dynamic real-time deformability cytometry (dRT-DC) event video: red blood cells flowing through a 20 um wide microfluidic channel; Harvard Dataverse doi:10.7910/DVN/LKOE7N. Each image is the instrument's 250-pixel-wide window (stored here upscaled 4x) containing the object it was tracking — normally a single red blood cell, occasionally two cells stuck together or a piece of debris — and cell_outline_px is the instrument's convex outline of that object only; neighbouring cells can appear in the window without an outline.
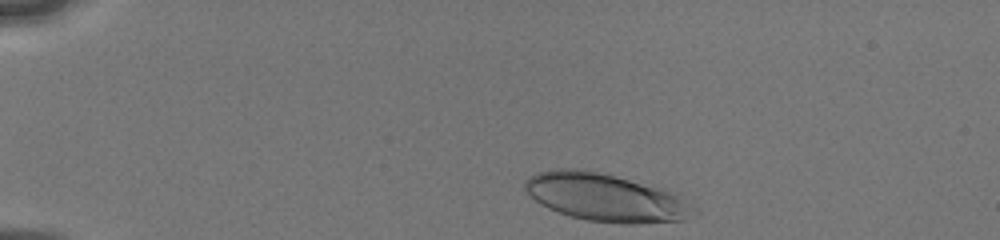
{"species": "human", "species_latin": "Homo sapiens", "temperature_condition": "cold", "stored_images_in_passage": 21, "camera_frame_rate_fps": 3000, "um_per_image_px": 0.085, "donor": {"sex": "male"}, "frame": {"image": 1, "passage_image": 1, "time_ms": 0.0, "image_size_px": [1000, 240], "cell_outline_px": [[700, 212], [684, 220], [636, 224], [624, 224], [588, 220], [572, 216], [548, 208], [540, 204], [524, 188], [524, 184], [528, 176], [536, 172], [556, 168], [588, 168], [668, 188], [680, 192]], "centroid_in_image_um": [51.6, 16.75], "position_along_channel_um": 33.4, "area_um2": 48.44}}
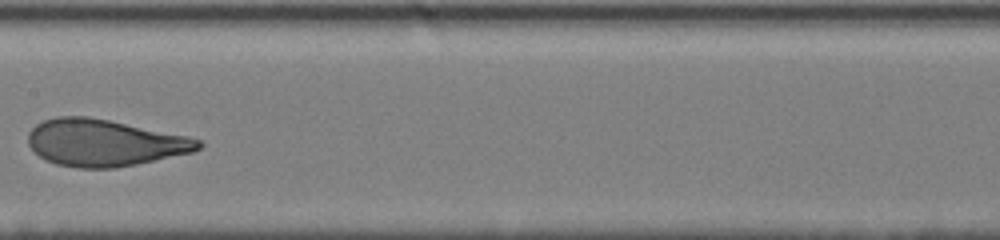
{"frame": {"image": 2, "passage_image": 11, "time_ms": 6.0, "image_size_px": [1000, 240], "cell_outline_px": [[204, 144], [200, 148], [192, 152], [136, 164], [116, 168], [80, 168], [56, 164], [44, 160], [28, 144], [28, 132], [36, 124], [44, 120], [56, 116], [88, 116], [188, 136], [200, 140]], "centroid_in_image_um": [8.85, 12.13], "position_along_channel_um": 198.6, "area_um2": 46.3}}
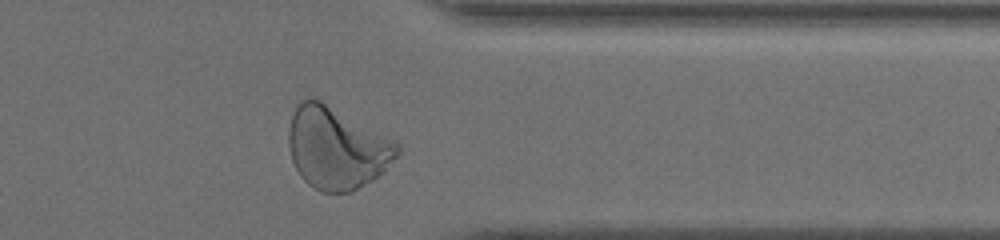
{"frame": {"image": 3, "passage_image": 20, "time_ms": 10.667, "image_size_px": [1000, 240], "cell_outline_px": [[400, 152], [372, 180], [352, 192], [320, 192], [308, 184], [300, 176], [292, 160], [288, 144], [288, 128], [296, 104], [300, 100], [312, 96], [320, 100], [396, 140], [400, 144]], "centroid_in_image_um": [28.58, 12.56], "position_along_channel_um": 382.8, "area_um2": 51.85}, "authors_computed_cell_mechanics": {"area_um2": 46.5868, "velocity_mm_per_s": 4.0176, "shape_relaxation_time_tau1_ms": 3.8821, "shape_relaxation_time_tau2_ms": null, "deformation_change_tau1": 0.1544, "deformation_change_tau2": null}}